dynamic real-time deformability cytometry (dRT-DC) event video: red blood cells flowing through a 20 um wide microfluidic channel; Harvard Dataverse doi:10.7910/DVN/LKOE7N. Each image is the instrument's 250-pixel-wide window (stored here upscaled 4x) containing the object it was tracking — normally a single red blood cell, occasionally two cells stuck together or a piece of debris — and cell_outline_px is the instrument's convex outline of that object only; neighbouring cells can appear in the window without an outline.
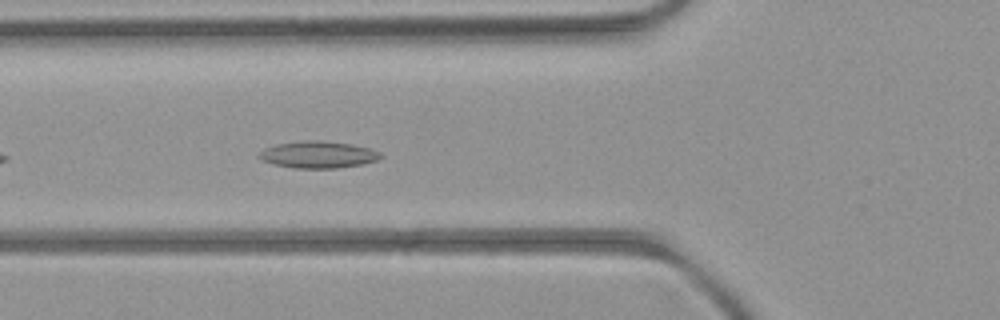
{"species": "common noctule bat (a hibernating species)", "species_latin": "Nyctalus noctula", "temperature_condition": "room temperature", "stored_images_in_passage": 40, "camera_frame_rate_fps": 3000, "um_per_image_px": 0.085, "animal": {"sex": "female", "body_mass_g": 21.9}, "frame": {"image": 1, "passage_image": 6, "time_ms": 1.667, "image_size_px": [1000, 320], "cell_outline_px": [[384, 156], [380, 160], [364, 164], [336, 168], [292, 168], [272, 164], [256, 156], [264, 148], [276, 144], [304, 140], [320, 140], [352, 144], [372, 148], [380, 152]], "centroid_in_image_um": [27.08, 13.14], "position_along_channel_um": 98.7, "area_um2": 19.36}}
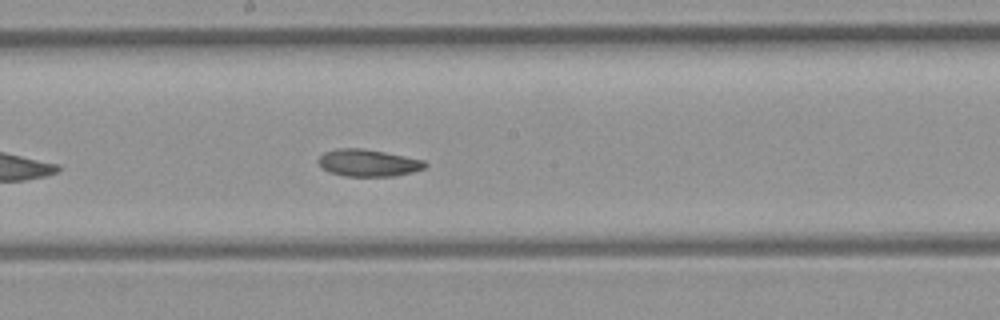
{"frame": {"image": 2, "passage_image": 15, "time_ms": 4.667, "image_size_px": [1000, 320], "cell_outline_px": [[428, 164], [424, 168], [412, 172], [396, 176], [344, 176], [328, 172], [320, 168], [316, 160], [324, 152], [336, 148], [360, 148], [384, 152], [424, 160]], "centroid_in_image_um": [31.24, 13.85], "position_along_channel_um": 217.0, "area_um2": 16.99}}
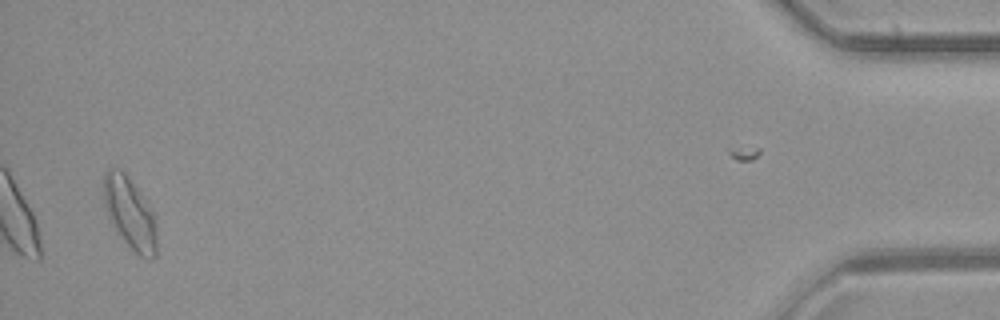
{"frame": {"image": 3, "passage_image": 38, "time_ms": 12.333, "image_size_px": [1000, 320], "cell_outline_px": [[156, 256], [152, 260], [148, 260], [140, 256], [116, 232], [104, 204], [104, 172], [108, 168], [120, 168], [124, 172], [140, 192], [152, 212], [156, 220]], "centroid_in_image_um": [11.05, 18.13], "position_along_channel_um": 424.2, "area_um2": 21.91}}